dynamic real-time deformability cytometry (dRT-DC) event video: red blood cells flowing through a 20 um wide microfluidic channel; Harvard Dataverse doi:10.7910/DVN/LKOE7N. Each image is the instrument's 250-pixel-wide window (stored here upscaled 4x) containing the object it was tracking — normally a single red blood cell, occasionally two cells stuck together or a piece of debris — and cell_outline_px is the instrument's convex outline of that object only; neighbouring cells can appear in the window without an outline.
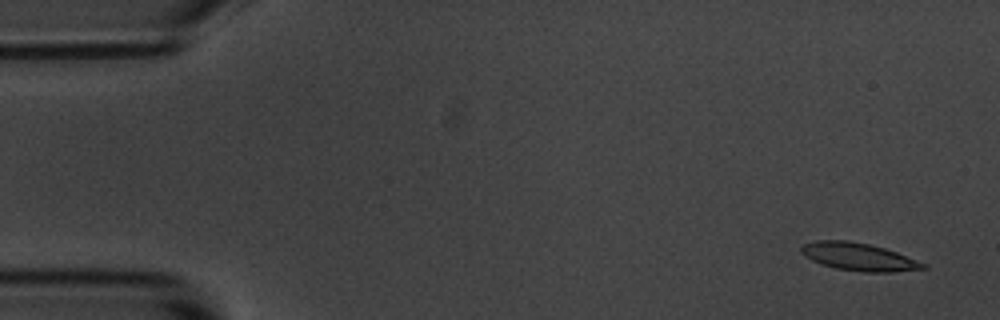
{"species": "common noctule bat (a hibernating species)", "species_latin": "Nyctalus noctula", "temperature_condition": "room temperature", "stored_images_in_passage": 6, "camera_frame_rate_fps": 3000, "um_per_image_px": 0.085, "animal": {"sex": "male", "body_mass_g": 20.1, "forearm_length_mm": 53.5}, "frame": {"image": 1, "passage_image": 1, "time_ms": 0.0, "image_size_px": [1000, 320], "cell_outline_px": [[928, 268], [892, 272], [864, 272], [836, 268], [820, 264], [804, 256], [800, 252], [800, 248], [804, 244], [816, 240], [848, 240], [868, 244], [884, 248], [896, 252], [928, 264]], "centroid_in_image_um": [72.98, 21.83], "position_along_channel_um": 12.0, "area_um2": 19.71}}
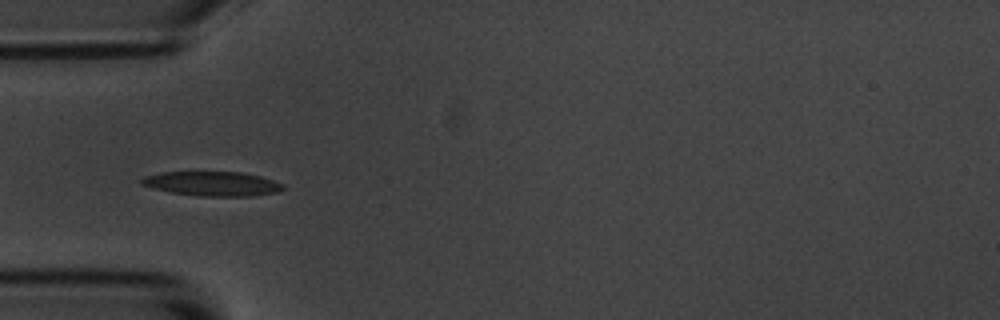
{"frame": {"image": 2, "passage_image": 5, "time_ms": 4.667, "image_size_px": [1000, 320], "cell_outline_px": [[284, 188], [280, 192], [252, 196], [200, 196], [172, 192], [152, 188], [140, 184], [140, 180], [144, 176], [160, 172], [240, 172], [260, 176], [284, 184]], "centroid_in_image_um": [18.05, 15.61], "position_along_channel_um": 67.0, "area_um2": 20.17}}